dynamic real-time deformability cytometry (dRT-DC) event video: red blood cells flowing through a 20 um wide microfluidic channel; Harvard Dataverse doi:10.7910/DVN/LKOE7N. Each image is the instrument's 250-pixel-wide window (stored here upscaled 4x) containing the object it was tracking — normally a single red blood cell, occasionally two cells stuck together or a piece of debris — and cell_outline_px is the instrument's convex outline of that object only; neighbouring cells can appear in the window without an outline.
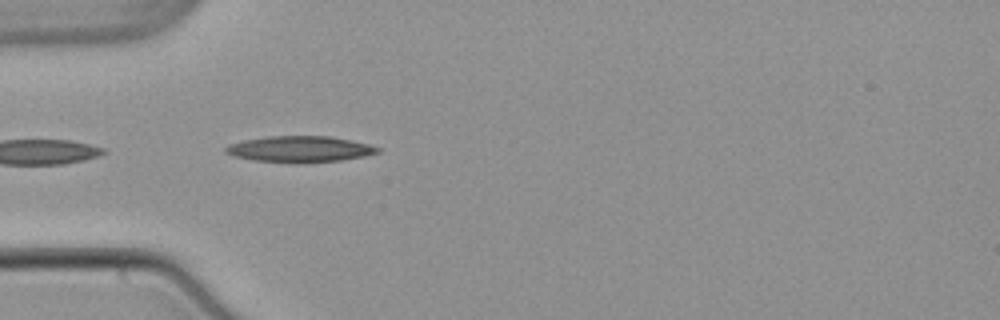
{"species": "common noctule bat (a hibernating species)", "species_latin": "Nyctalus noctula", "temperature_condition": "warm", "stored_images_in_passage": 6, "camera_frame_rate_fps": 3000, "um_per_image_px": 0.085, "animal": {"sex": "male", "body_mass_g": 21.5, "forearm_length_mm": 52.0}, "frame": {"image": 1, "passage_image": 2, "time_ms": 0.333, "image_size_px": [1000, 320], "cell_outline_px": [[380, 152], [364, 156], [340, 160], [256, 160], [236, 156], [224, 152], [224, 148], [228, 144], [244, 140], [268, 136], [328, 136], [368, 144], [380, 148]], "centroid_in_image_um": [25.47, 12.62], "position_along_channel_um": 59.5, "area_um2": 21.85}}